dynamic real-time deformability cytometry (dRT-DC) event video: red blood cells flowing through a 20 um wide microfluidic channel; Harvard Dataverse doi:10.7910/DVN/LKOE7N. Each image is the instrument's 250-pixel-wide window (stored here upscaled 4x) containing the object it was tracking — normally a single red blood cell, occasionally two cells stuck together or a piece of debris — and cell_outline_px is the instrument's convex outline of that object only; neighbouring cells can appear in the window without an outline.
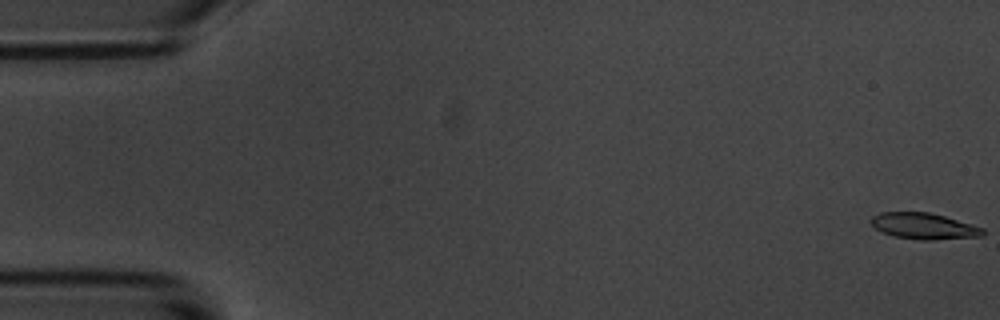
{"species": "common noctule bat (a hibernating species)", "species_latin": "Nyctalus noctula", "temperature_condition": "room temperature", "stored_images_in_passage": 56, "segment_of_instrument_passage": [1, 2], "camera_frame_rate_fps": 3000, "um_per_image_px": 0.085, "animal": {"sex": "male", "body_mass_g": 20.1, "forearm_length_mm": 53.5}, "frame": {"image": 1, "passage_image": 1, "time_ms": 0.0, "image_size_px": [1000, 320], "cell_outline_px": [[984, 236], [932, 240], [920, 240], [892, 236], [876, 228], [868, 220], [872, 216], [880, 212], [928, 212], [944, 216], [972, 224], [984, 228]], "centroid_in_image_um": [78.53, 19.22], "position_along_channel_um": 6.5, "area_um2": 17.11}}
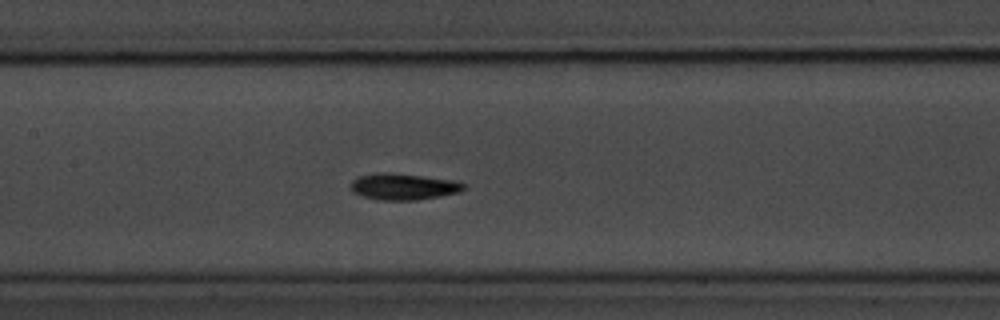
{"frame": {"image": 2, "passage_image": 25, "time_ms": 8.0, "image_size_px": [1000, 320], "cell_outline_px": [[464, 188], [460, 192], [440, 196], [416, 200], [380, 200], [360, 196], [352, 192], [352, 180], [356, 176], [380, 172], [388, 172], [424, 176], [456, 180], [464, 184]], "centroid_in_image_um": [34.26, 15.86], "position_along_channel_um": 173.1, "area_um2": 17.51}}
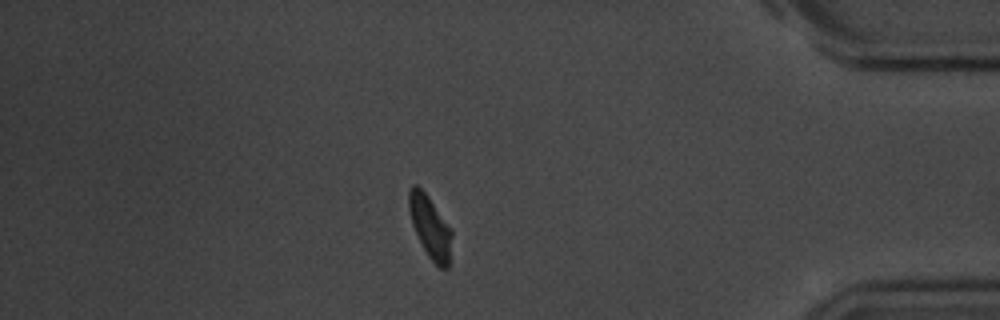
{"frame": {"image": 3, "passage_image": 47, "time_ms": 15.333, "image_size_px": [1000, 320], "cell_outline_px": [[452, 236], [448, 268], [440, 268], [428, 256], [412, 224], [408, 208], [408, 192], [412, 184], [416, 184], [428, 196], [452, 228]], "centroid_in_image_um": [36.57, 19.26], "position_along_channel_um": 398.6, "area_um2": 15.49}}